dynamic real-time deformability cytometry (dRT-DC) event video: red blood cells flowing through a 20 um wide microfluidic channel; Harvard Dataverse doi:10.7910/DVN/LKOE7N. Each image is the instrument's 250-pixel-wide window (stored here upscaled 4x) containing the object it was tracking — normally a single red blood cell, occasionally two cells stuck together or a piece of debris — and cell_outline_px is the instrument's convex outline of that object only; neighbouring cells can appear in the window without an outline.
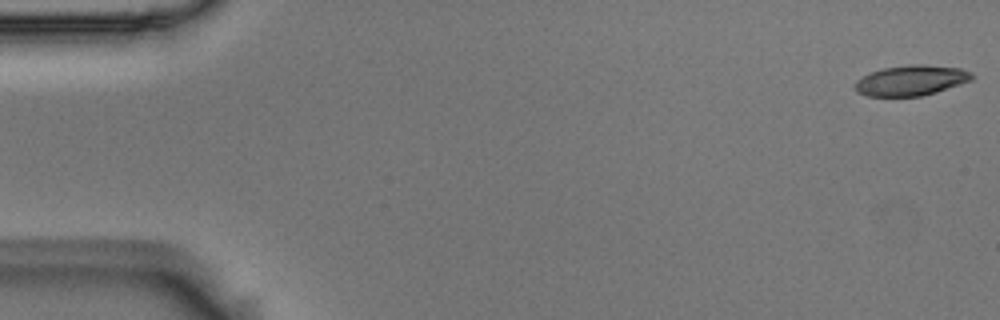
{"species": "Egyptian fruit bat (a non-hibernating species)", "species_latin": "Rousettus aegyptiacus", "temperature_condition": "room temperature", "stored_images_in_passage": 54, "camera_frame_rate_fps": 3000, "um_per_image_px": 0.085, "animal": {"sex": "male"}, "frame": {"image": 1, "passage_image": 1, "time_ms": 0.0, "image_size_px": [1000, 320], "cell_outline_px": [[976, 76], [972, 80], [936, 92], [920, 96], [868, 96], [856, 92], [856, 80], [872, 72], [884, 68], [908, 64], [924, 64], [960, 68], [972, 72]], "centroid_in_image_um": [77.49, 6.83], "position_along_channel_um": 7.5, "area_um2": 20.63}}
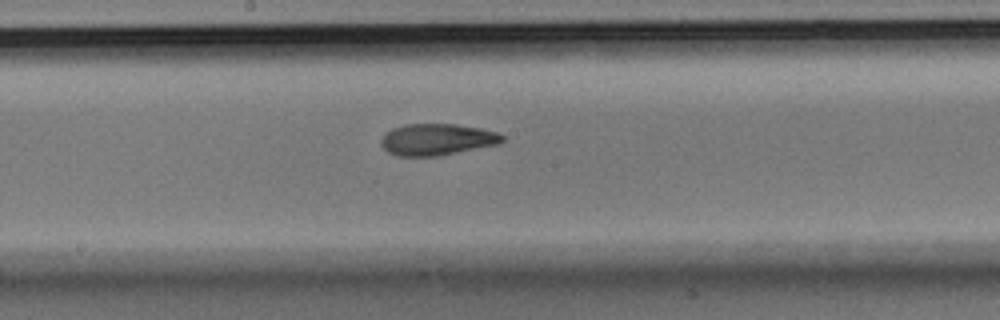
{"frame": {"image": 2, "passage_image": 29, "time_ms": 9.333, "image_size_px": [1000, 320], "cell_outline_px": [[504, 140], [500, 144], [436, 156], [396, 156], [388, 152], [380, 144], [380, 140], [392, 128], [404, 124], [456, 124], [480, 128], [496, 132], [504, 136]], "centroid_in_image_um": [37.14, 11.85], "position_along_channel_um": 211.1, "area_um2": 22.25}}
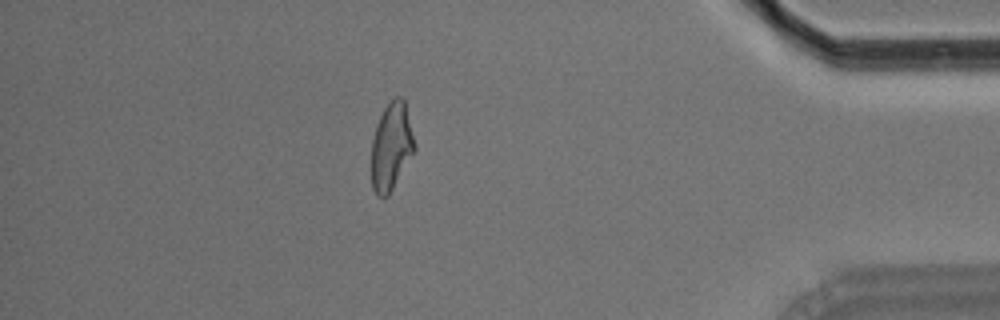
{"frame": {"image": 3, "passage_image": 48, "time_ms": 15.667, "image_size_px": [1000, 320], "cell_outline_px": [[416, 148], [388, 196], [376, 196], [372, 188], [372, 140], [380, 116], [384, 108], [396, 96], [404, 96]], "centroid_in_image_um": [33.27, 12.44], "position_along_channel_um": 401.9, "area_um2": 21.73}}